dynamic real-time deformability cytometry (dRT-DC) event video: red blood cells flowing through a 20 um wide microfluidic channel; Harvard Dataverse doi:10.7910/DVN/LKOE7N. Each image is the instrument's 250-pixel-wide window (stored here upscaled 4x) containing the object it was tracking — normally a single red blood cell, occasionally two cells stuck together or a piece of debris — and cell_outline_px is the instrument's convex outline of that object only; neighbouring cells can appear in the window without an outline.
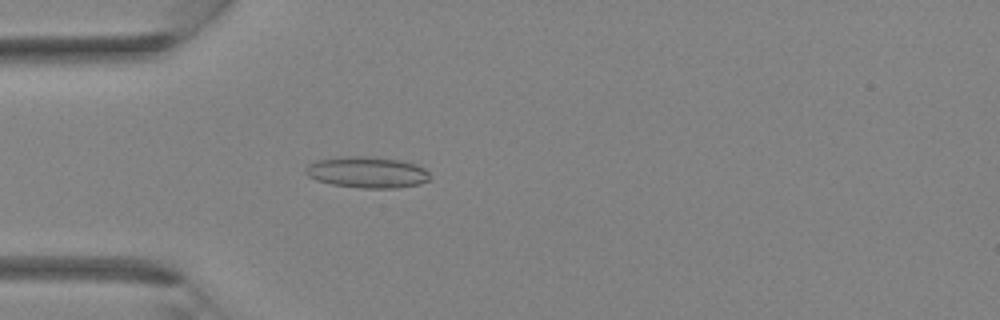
{"species": "Egyptian fruit bat (a non-hibernating species)", "species_latin": "Rousettus aegyptiacus", "temperature_condition": "room temperature", "stored_images_in_passage": 36, "camera_frame_rate_fps": 3000, "um_per_image_px": 0.085, "animal": {"sex": "female"}, "frame": {"image": 1, "passage_image": 11, "time_ms": 3.333, "image_size_px": [1000, 320], "cell_outline_px": [[428, 180], [420, 184], [396, 188], [360, 188], [332, 184], [316, 180], [308, 176], [304, 172], [304, 168], [308, 164], [316, 160], [344, 156], [376, 156], [404, 160], [416, 164], [424, 168], [428, 172]], "centroid_in_image_um": [31.19, 14.63], "position_along_channel_um": 53.8, "area_um2": 22.95}}
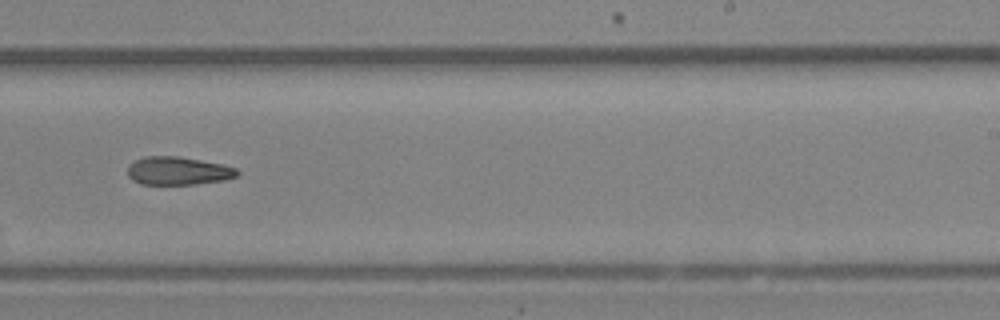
{"frame": {"image": 2, "passage_image": 23, "time_ms": 7.333, "image_size_px": [1000, 320], "cell_outline_px": [[240, 172], [236, 176], [224, 180], [196, 184], [140, 184], [132, 180], [128, 176], [128, 164], [144, 156], [180, 156], [220, 164], [236, 168]], "centroid_in_image_um": [15.1, 14.52], "position_along_channel_um": 273.9, "area_um2": 17.98}}
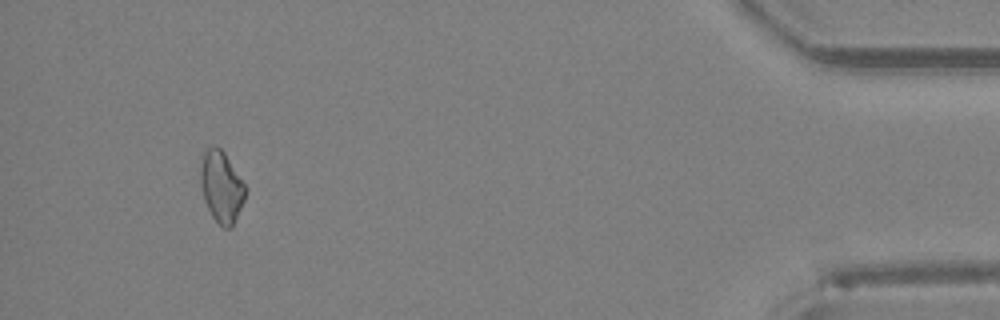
{"frame": {"image": 3, "passage_image": 34, "time_ms": 11.0, "image_size_px": [1000, 320], "cell_outline_px": [[244, 200], [232, 228], [224, 228], [212, 216], [204, 200], [200, 188], [200, 168], [204, 148], [220, 148], [224, 152], [244, 184]], "centroid_in_image_um": [18.78, 15.89], "position_along_channel_um": 416.4, "area_um2": 18.32}}